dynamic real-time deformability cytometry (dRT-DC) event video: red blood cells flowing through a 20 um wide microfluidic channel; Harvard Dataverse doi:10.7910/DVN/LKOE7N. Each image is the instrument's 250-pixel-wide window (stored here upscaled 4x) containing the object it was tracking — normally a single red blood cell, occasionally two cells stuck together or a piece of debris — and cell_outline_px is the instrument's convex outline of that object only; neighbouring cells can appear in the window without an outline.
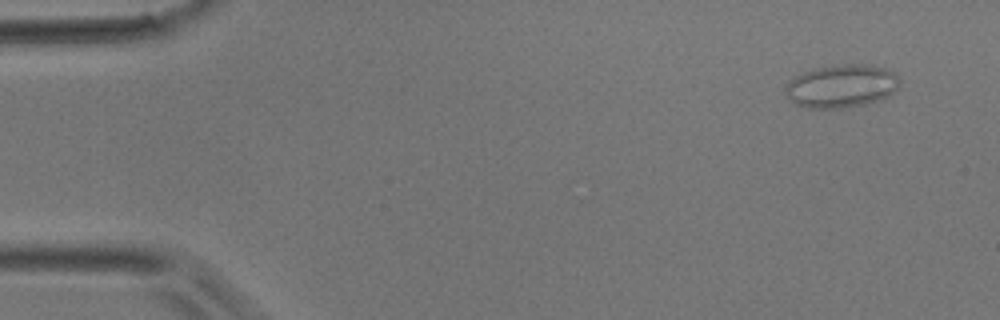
{"species": "common noctule bat (a hibernating species)", "species_latin": "Nyctalus noctula", "temperature_condition": "room temperature", "stored_images_in_passage": 5, "camera_frame_rate_fps": 3000, "um_per_image_px": 0.085, "animal": {"sex": "male", "body_mass_g": 17.9}, "frame": {"image": 1, "passage_image": 5, "time_ms": 1.333, "image_size_px": [1000, 320], "cell_outline_px": [[900, 84], [888, 96], [864, 104], [840, 108], [808, 108], [796, 104], [788, 96], [784, 88], [788, 80], [812, 68], [844, 64], [872, 64], [888, 68], [896, 72], [900, 80]], "centroid_in_image_um": [71.55, 7.29], "position_along_channel_um": 13.5, "area_um2": 28.78}}